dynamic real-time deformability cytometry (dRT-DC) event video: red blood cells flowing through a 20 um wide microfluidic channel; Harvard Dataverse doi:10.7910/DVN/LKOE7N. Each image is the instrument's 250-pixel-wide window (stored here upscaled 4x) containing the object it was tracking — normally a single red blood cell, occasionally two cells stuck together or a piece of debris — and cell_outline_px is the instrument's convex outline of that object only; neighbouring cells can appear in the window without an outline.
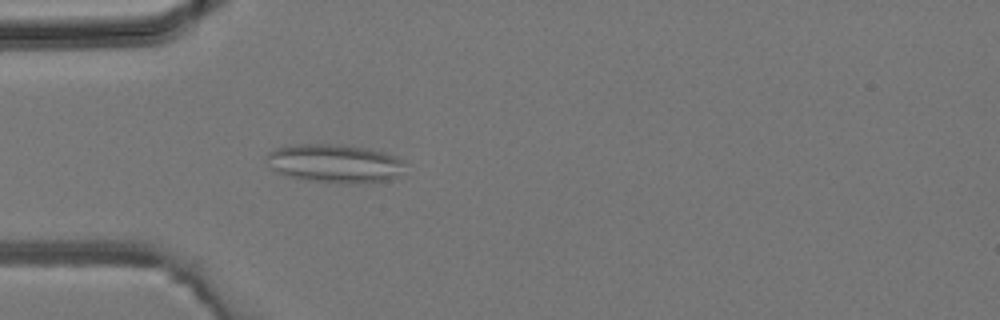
{"species": "common noctule bat (a hibernating species)", "species_latin": "Nyctalus noctula", "temperature_condition": "room temperature", "stored_images_in_passage": 40, "segment_of_instrument_passage": [1, 2], "camera_frame_rate_fps": 3000, "um_per_image_px": 0.085, "animal": {"sex": "male", "body_mass_g": 19.2, "forearm_length_mm": 51.8}, "frame": {"image": 1, "passage_image": 9, "time_ms": 2.667, "image_size_px": [1000, 320], "cell_outline_px": [[404, 176], [388, 180], [356, 184], [340, 184], [300, 180], [276, 172], [272, 168], [268, 156], [268, 152], [276, 148], [296, 144], [328, 144], [368, 148], [384, 152], [396, 156], [404, 160]], "centroid_in_image_um": [28.53, 13.92], "position_along_channel_um": 56.5, "area_um2": 31.56}}